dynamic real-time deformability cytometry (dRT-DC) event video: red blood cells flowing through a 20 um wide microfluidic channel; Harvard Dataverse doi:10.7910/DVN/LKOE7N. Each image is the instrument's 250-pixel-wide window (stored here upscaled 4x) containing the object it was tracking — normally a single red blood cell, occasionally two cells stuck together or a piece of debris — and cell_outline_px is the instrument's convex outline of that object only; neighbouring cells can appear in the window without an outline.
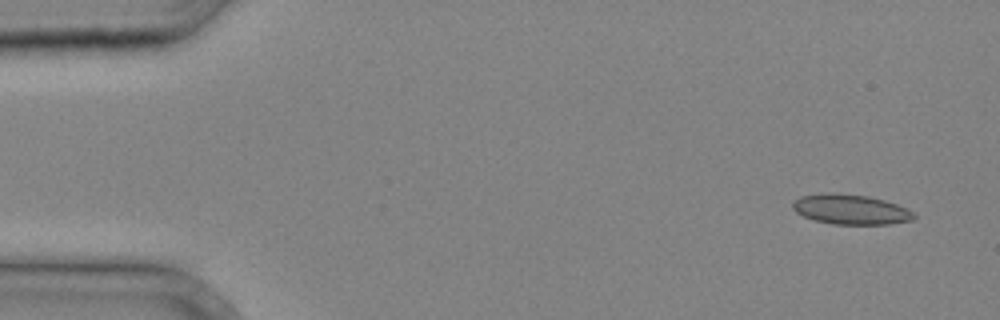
{"species": "common noctule bat (a hibernating species)", "species_latin": "Nyctalus noctula", "temperature_condition": "cold", "stored_images_in_passage": 36, "camera_frame_rate_fps": 3000, "um_per_image_px": 0.085, "animal": {"sex": "male", "body_mass_g": 20.4}, "frame": {"image": 1, "passage_image": 2, "time_ms": 0.333, "image_size_px": [1000, 320], "cell_outline_px": [[916, 216], [912, 220], [888, 224], [832, 224], [816, 220], [804, 216], [796, 212], [792, 208], [792, 200], [800, 196], [828, 192], [836, 192], [868, 196], [884, 200], [908, 208]], "centroid_in_image_um": [72.28, 17.78], "position_along_channel_um": 12.7, "area_um2": 21.27}}
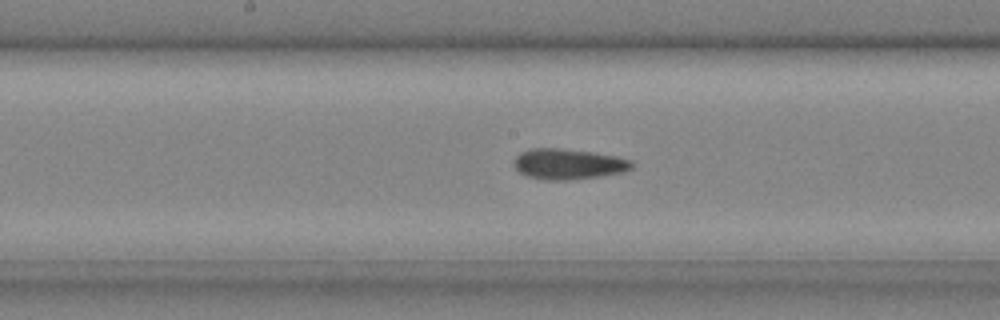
{"frame": {"image": 2, "passage_image": 19, "time_ms": 6.0, "image_size_px": [1000, 320], "cell_outline_px": [[632, 168], [624, 172], [600, 176], [568, 180], [544, 180], [528, 176], [520, 172], [512, 164], [516, 156], [520, 152], [528, 148], [556, 148], [592, 152], [616, 156], [632, 160]], "centroid_in_image_um": [48.28, 13.94], "position_along_channel_um": 199.9, "area_um2": 21.04}}
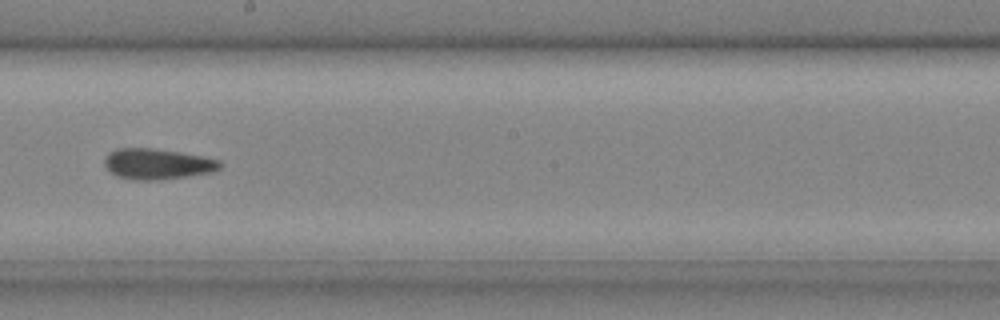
{"frame": {"image": 3, "passage_image": 21, "time_ms": 6.667, "image_size_px": [1000, 320], "cell_outline_px": [[224, 164], [220, 168], [212, 172], [188, 176], [160, 180], [132, 180], [116, 176], [108, 172], [104, 164], [104, 160], [108, 152], [116, 148], [152, 148], [180, 152], [204, 156], [220, 160]], "centroid_in_image_um": [13.36, 13.94], "position_along_channel_um": 234.8, "area_um2": 21.04}}